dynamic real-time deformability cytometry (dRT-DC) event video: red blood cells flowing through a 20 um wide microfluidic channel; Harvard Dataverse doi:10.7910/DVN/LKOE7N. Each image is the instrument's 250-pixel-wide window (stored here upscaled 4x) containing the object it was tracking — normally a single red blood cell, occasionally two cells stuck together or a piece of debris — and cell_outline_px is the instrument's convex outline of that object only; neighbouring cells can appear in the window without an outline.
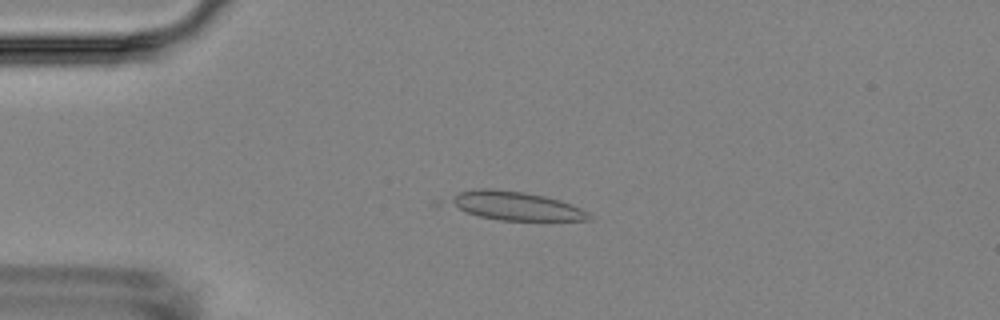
{"species": "Egyptian fruit bat (a non-hibernating species)", "species_latin": "Rousettus aegyptiacus", "temperature_condition": "room temperature", "stored_images_in_passage": 4, "camera_frame_rate_fps": 3000, "um_per_image_px": 0.085, "animal": {"sex": "female"}, "frame": {"image": 1, "passage_image": 3, "time_ms": 2.0, "image_size_px": [1000, 320], "cell_outline_px": [[592, 216], [588, 220], [500, 220], [480, 216], [468, 212], [452, 204], [448, 200], [460, 192], [480, 188], [492, 188], [524, 192], [544, 196], [560, 200], [580, 208], [588, 212]], "centroid_in_image_um": [43.88, 17.49], "position_along_channel_um": 41.1, "area_um2": 22.72}}